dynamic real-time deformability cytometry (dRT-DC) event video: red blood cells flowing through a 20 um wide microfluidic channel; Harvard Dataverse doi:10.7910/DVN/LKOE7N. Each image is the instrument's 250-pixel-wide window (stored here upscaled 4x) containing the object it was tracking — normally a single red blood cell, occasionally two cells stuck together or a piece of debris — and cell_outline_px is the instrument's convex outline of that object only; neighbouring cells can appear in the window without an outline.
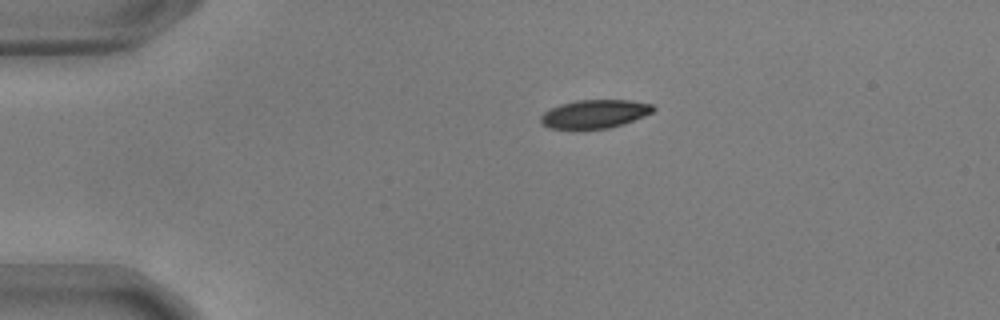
{"species": "common noctule bat (a hibernating species)", "species_latin": "Nyctalus noctula", "temperature_condition": "warm", "stored_images_in_passage": 45, "camera_frame_rate_fps": 3000, "um_per_image_px": 0.085, "animal": {"sex": "male", "body_mass_g": 17.9, "forearm_length_mm": 54.2}, "frame": {"image": 1, "passage_image": 1, "time_ms": 0.0, "image_size_px": [1000, 320], "cell_outline_px": [[656, 108], [652, 112], [644, 116], [624, 124], [608, 128], [576, 132], [572, 132], [548, 128], [540, 124], [540, 116], [544, 112], [560, 104], [576, 100], [632, 100], [652, 104]], "centroid_in_image_um": [50.48, 9.74], "position_along_channel_um": 34.5, "area_um2": 19.54}}
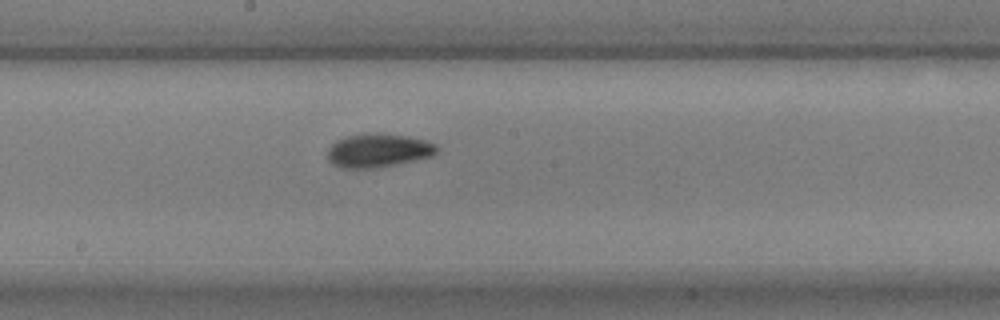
{"frame": {"image": 2, "passage_image": 20, "time_ms": 6.333, "image_size_px": [1000, 320], "cell_outline_px": [[440, 148], [432, 156], [396, 164], [376, 168], [340, 168], [332, 164], [328, 160], [328, 148], [336, 140], [344, 136], [372, 132], [376, 132], [408, 136], [424, 140], [436, 144]], "centroid_in_image_um": [32.13, 12.78], "position_along_channel_um": 216.1, "area_um2": 21.68}}
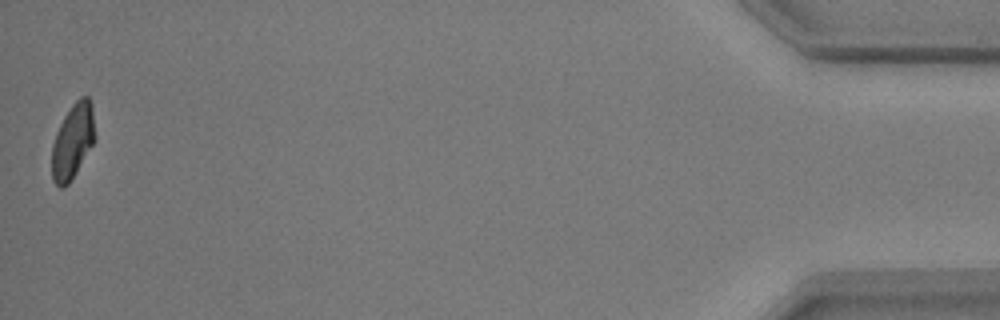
{"frame": {"image": 3, "passage_image": 45, "time_ms": 14.667, "image_size_px": [1000, 320], "cell_outline_px": [[96, 140], [76, 172], [68, 184], [64, 188], [60, 188], [52, 180], [52, 144], [56, 132], [64, 116], [72, 104], [80, 96], [88, 96], [92, 104], [96, 136]], "centroid_in_image_um": [6.2, 11.99], "position_along_channel_um": 429.0, "area_um2": 19.07}, "authors_computed_cell_mechanics": {"area_um2": 20.1144, "velocity_mm_per_s": 3.6002, "shape_relaxation_time_tau1_ms": 3.4983, "shape_relaxation_time_tau2_ms": 2.6168, "deformation_change_tau1": 0.1596, "deformation_change_tau2": 0.0786}}